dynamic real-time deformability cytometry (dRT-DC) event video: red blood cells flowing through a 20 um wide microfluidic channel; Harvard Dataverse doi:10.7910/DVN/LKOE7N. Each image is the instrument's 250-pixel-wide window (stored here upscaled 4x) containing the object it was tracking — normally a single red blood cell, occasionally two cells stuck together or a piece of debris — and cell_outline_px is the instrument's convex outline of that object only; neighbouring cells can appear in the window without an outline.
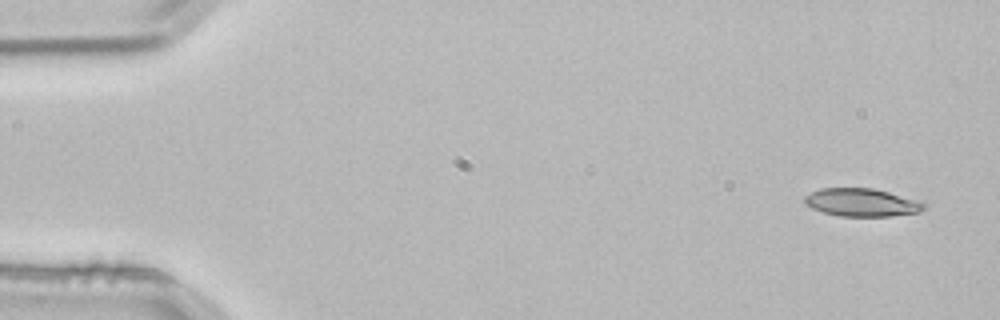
{"species": "common noctule bat (a hibernating species)", "species_latin": "Nyctalus noctula", "temperature_condition": "room temperature", "stored_images_in_passage": 3, "camera_frame_rate_fps": 3000, "um_per_image_px": 0.085, "animal": {"sex": "male", "body_mass_g": 21.5, "forearm_length_mm": 52.0}, "frame": {"image": 1, "passage_image": 1, "time_ms": 0.0, "image_size_px": [1000, 320], "cell_outline_px": [[924, 208], [920, 212], [888, 216], [840, 216], [824, 212], [812, 208], [804, 204], [804, 196], [820, 188], [872, 188], [888, 192], [924, 204]], "centroid_in_image_um": [73.15, 17.21], "position_along_channel_um": 11.8, "area_um2": 19.02}}
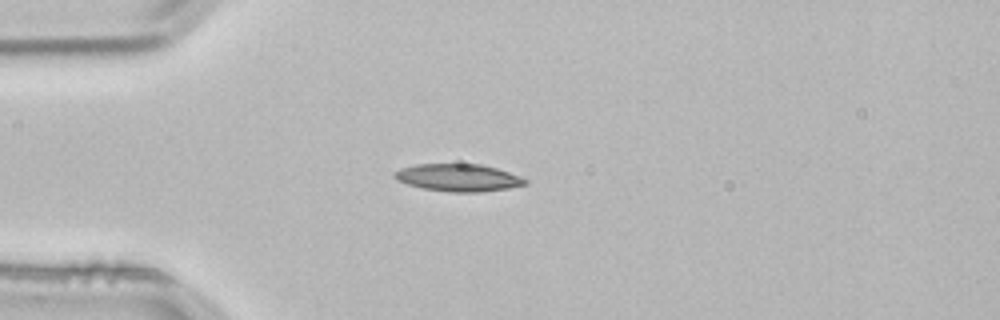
{"frame": {"image": 2, "passage_image": 3, "time_ms": 0.667, "image_size_px": [1000, 320], "cell_outline_px": [[528, 184], [508, 188], [484, 192], [452, 192], [424, 188], [408, 184], [396, 180], [392, 176], [392, 172], [400, 168], [416, 164], [480, 164], [496, 168], [520, 176], [528, 180]], "centroid_in_image_um": [38.94, 15.1], "position_along_channel_um": 46.1, "area_um2": 20.92}}